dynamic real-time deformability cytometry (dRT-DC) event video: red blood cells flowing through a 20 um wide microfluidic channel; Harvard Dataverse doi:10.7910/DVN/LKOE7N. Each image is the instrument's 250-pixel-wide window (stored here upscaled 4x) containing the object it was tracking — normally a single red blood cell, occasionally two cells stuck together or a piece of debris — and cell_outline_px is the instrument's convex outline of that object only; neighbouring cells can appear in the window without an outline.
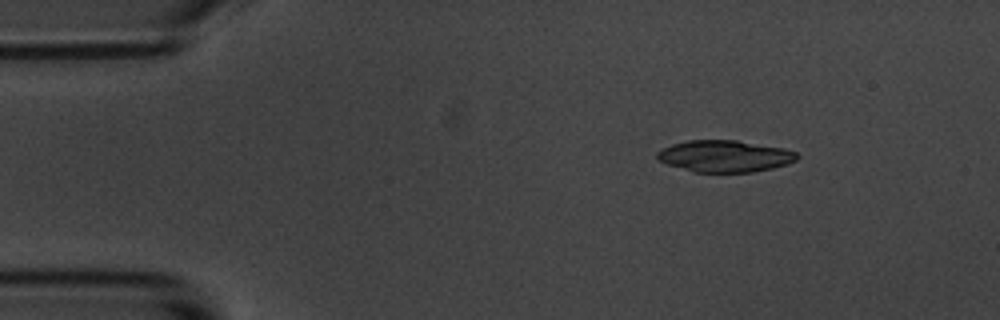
{"species": "common noctule bat (a hibernating species)", "species_latin": "Nyctalus noctula", "temperature_condition": "room temperature", "stored_images_in_passage": 13, "camera_frame_rate_fps": 3000, "um_per_image_px": 0.085, "animal": {"sex": "male", "body_mass_g": 20.1, "forearm_length_mm": 53.5}, "frame": {"image": 1, "passage_image": 1, "time_ms": 0.0, "image_size_px": [1000, 320], "cell_outline_px": [[800, 156], [796, 160], [788, 164], [772, 168], [752, 172], [692, 172], [668, 164], [660, 160], [656, 156], [656, 152], [672, 144], [688, 140], [736, 140], [784, 148], [796, 152]], "centroid_in_image_um": [61.63, 13.27], "position_along_channel_um": 23.4, "area_um2": 25.84}}